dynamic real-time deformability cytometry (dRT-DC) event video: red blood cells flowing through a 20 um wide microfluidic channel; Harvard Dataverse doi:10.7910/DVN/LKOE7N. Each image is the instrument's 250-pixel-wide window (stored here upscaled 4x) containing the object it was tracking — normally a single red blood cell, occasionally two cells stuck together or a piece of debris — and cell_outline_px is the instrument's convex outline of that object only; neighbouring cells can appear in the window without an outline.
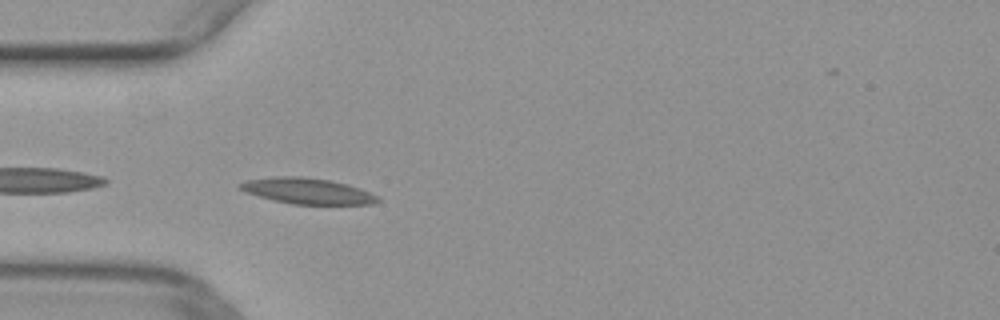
{"species": "common noctule bat (a hibernating species)", "species_latin": "Nyctalus noctula", "temperature_condition": "warm", "stored_images_in_passage": 32, "camera_frame_rate_fps": 3000, "um_per_image_px": 0.085, "animal": {"sex": "female", "body_mass_g": 29.2, "forearm_length_mm": 56.3}, "frame": {"image": 1, "passage_image": 1, "time_ms": 0.0, "image_size_px": [1000, 320], "cell_outline_px": [[380, 200], [372, 204], [292, 204], [244, 192], [240, 188], [240, 184], [248, 180], [276, 176], [300, 176], [332, 180], [348, 184], [360, 188], [380, 196]], "centroid_in_image_um": [26.19, 16.23], "position_along_channel_um": 58.8, "area_um2": 20.63}}
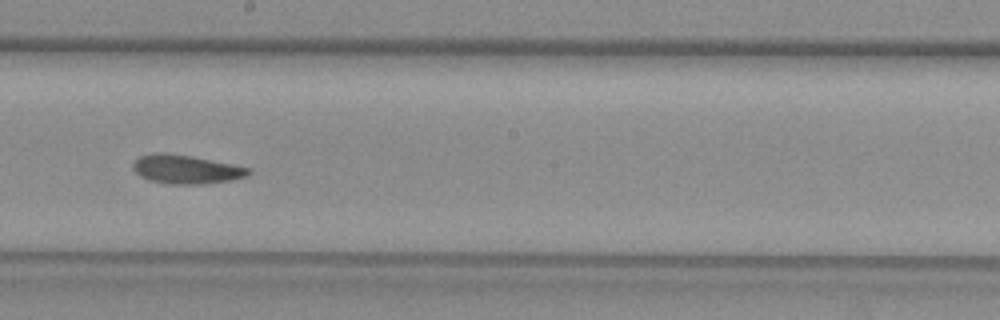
{"frame": {"image": 2, "passage_image": 14, "time_ms": 4.333, "image_size_px": [1000, 320], "cell_outline_px": [[252, 172], [248, 176], [232, 180], [204, 184], [168, 184], [148, 180], [140, 176], [132, 168], [132, 164], [140, 156], [156, 152], [160, 152], [192, 156], [252, 168]], "centroid_in_image_um": [15.84, 14.4], "position_along_channel_um": 232.4, "area_um2": 19.54}}
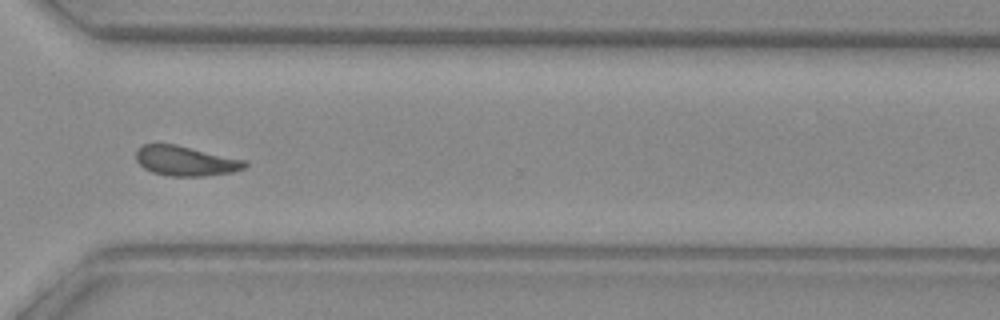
{"frame": {"image": 3, "passage_image": 23, "time_ms": 7.333, "image_size_px": [1000, 320], "cell_outline_px": [[248, 164], [244, 168], [232, 172], [204, 176], [168, 176], [152, 172], [144, 168], [136, 160], [136, 148], [140, 144], [176, 144], [248, 160]], "centroid_in_image_um": [15.78, 13.67], "position_along_channel_um": 354.8, "area_um2": 19.19}}